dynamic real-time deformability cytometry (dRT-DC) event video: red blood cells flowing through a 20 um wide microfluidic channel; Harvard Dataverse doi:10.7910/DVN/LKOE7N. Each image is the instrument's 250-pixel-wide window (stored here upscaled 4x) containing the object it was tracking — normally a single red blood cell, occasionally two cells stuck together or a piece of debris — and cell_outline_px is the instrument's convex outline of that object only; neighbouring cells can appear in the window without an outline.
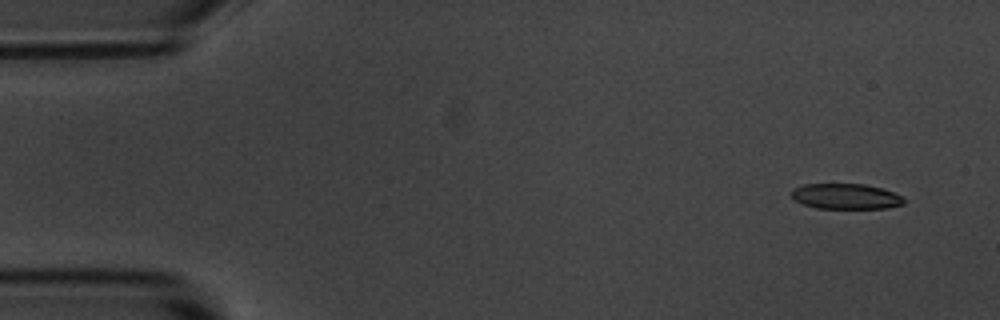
{"species": "common noctule bat (a hibernating species)", "species_latin": "Nyctalus noctula", "temperature_condition": "room temperature", "stored_images_in_passage": 53, "camera_frame_rate_fps": 3000, "um_per_image_px": 0.085, "animal": {"sex": "male", "body_mass_g": 20.1, "forearm_length_mm": 53.5}, "frame": {"image": 1, "passage_image": 1, "time_ms": 0.0, "image_size_px": [1000, 320], "cell_outline_px": [[904, 204], [884, 208], [816, 208], [804, 204], [796, 200], [792, 196], [792, 188], [804, 184], [864, 184], [880, 188], [892, 192], [900, 196], [904, 200]], "centroid_in_image_um": [71.86, 16.69], "position_along_channel_um": 13.1, "area_um2": 16.42}}
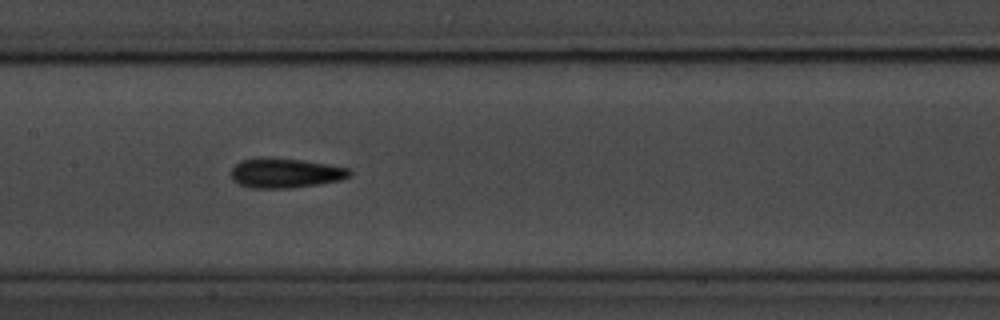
{"frame": {"image": 2, "passage_image": 24, "time_ms": 7.667, "image_size_px": [1000, 320], "cell_outline_px": [[352, 172], [348, 176], [340, 180], [292, 188], [252, 188], [240, 184], [232, 180], [232, 168], [240, 160], [256, 156], [264, 156], [304, 160], [348, 168]], "centroid_in_image_um": [24.19, 14.68], "position_along_channel_um": 183.2, "area_um2": 20.63}}
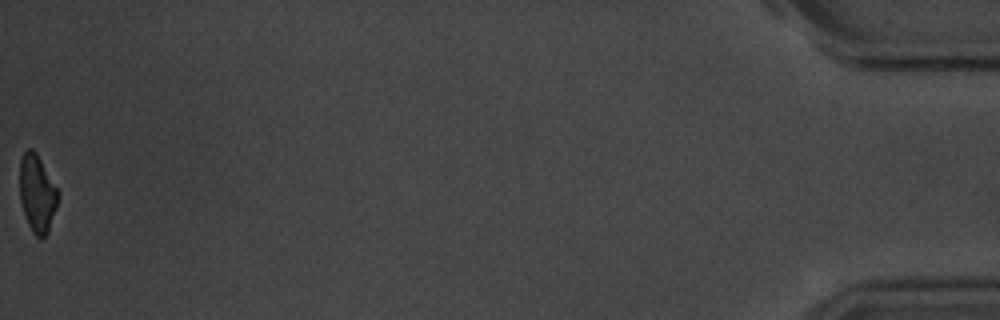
{"frame": {"image": 3, "passage_image": 53, "time_ms": 17.333, "image_size_px": [1000, 320], "cell_outline_px": [[60, 196], [48, 232], [40, 240], [32, 232], [28, 224], [20, 200], [20, 160], [24, 152], [28, 148], [32, 148], [36, 152], [60, 192]], "centroid_in_image_um": [3.17, 16.45], "position_along_channel_um": 432.0, "area_um2": 17.4}, "authors_computed_cell_mechanics": {"area_um2": 18.8428, "velocity_mm_per_s": 3.6266, "shape_relaxation_time_tau1_ms": 5.3844, "shape_relaxation_time_tau2_ms": null, "deformation_change_tau1": 0.1548, "deformation_change_tau2": null}}